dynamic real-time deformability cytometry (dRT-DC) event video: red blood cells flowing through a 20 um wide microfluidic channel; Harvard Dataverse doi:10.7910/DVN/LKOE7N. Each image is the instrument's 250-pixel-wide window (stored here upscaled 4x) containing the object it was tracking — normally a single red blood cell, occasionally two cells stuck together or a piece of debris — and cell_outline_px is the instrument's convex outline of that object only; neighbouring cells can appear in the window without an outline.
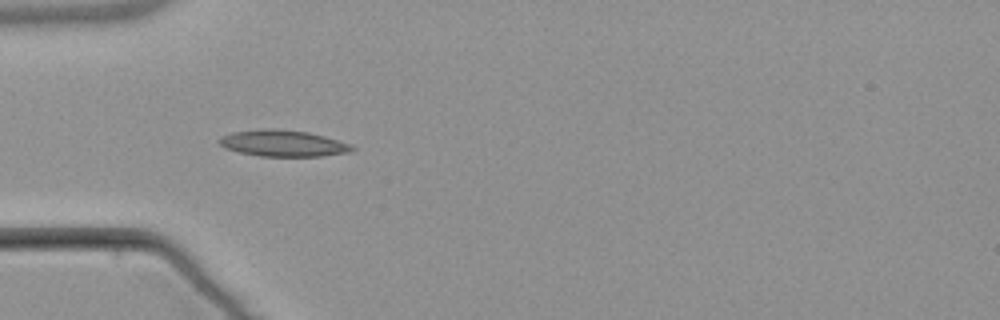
{"species": "common noctule bat (a hibernating species)", "species_latin": "Nyctalus noctula", "temperature_condition": "warm", "stored_images_in_passage": 2, "camera_frame_rate_fps": 3000, "um_per_image_px": 0.085, "animal": {"sex": "male", "body_mass_g": 21.5, "forearm_length_mm": 52.0}, "frame": {"image": 1, "passage_image": 1, "time_ms": 0.0, "image_size_px": [1000, 320], "cell_outline_px": [[356, 148], [352, 152], [320, 156], [260, 156], [240, 152], [224, 148], [216, 140], [220, 136], [232, 132], [268, 128], [272, 128], [308, 132], [324, 136], [352, 144]], "centroid_in_image_um": [24.06, 12.18], "position_along_channel_um": 60.9, "area_um2": 20.52}}
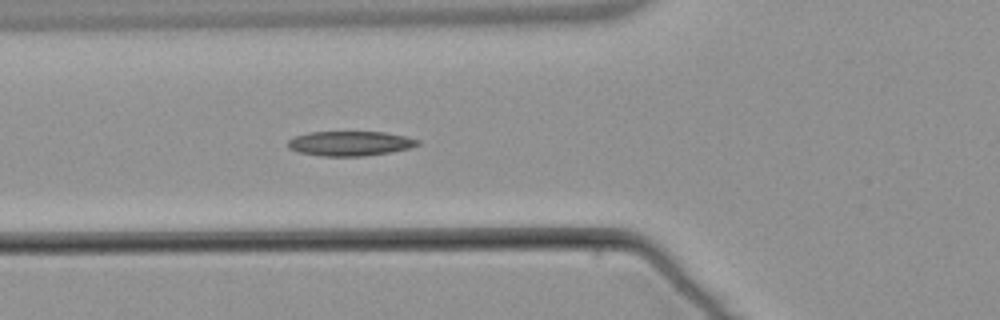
{"frame": {"image": 2, "passage_image": 2, "time_ms": 1.0, "image_size_px": [1000, 320], "cell_outline_px": [[420, 144], [408, 148], [388, 152], [364, 156], [320, 156], [300, 152], [288, 148], [288, 140], [296, 136], [308, 132], [384, 132], [404, 136], [420, 140]], "centroid_in_image_um": [29.73, 12.19], "position_along_channel_um": 96.1, "area_um2": 18.5}}